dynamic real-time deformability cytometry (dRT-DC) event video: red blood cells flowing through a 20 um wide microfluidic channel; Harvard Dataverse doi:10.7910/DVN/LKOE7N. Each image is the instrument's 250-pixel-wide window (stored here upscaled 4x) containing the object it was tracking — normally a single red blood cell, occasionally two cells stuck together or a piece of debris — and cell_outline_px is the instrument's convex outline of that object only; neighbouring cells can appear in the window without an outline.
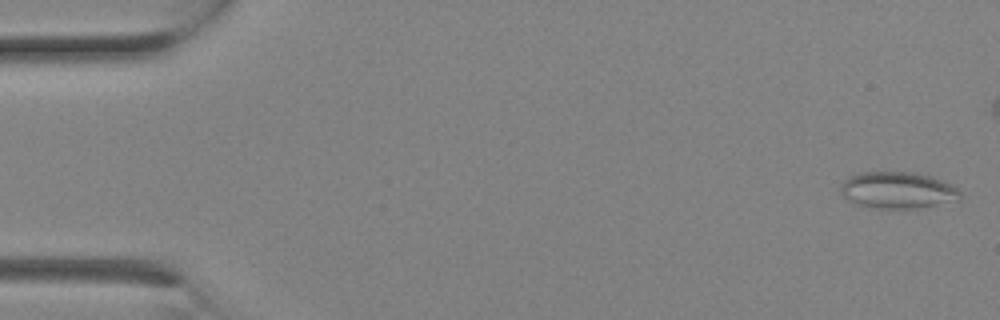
{"species": "Egyptian fruit bat (a non-hibernating species)", "species_latin": "Rousettus aegyptiacus", "temperature_condition": "room temperature", "stored_images_in_passage": 4, "camera_frame_rate_fps": 3000, "um_per_image_px": 0.085, "animal": {"sex": "female"}, "frame": {"image": 1, "passage_image": 1, "time_ms": 0.0, "image_size_px": [1000, 320], "cell_outline_px": [[960, 200], [916, 208], [880, 208], [856, 204], [848, 200], [840, 192], [840, 184], [848, 176], [860, 172], [912, 172], [932, 176], [956, 188], [960, 192]], "centroid_in_image_um": [76.26, 16.16], "position_along_channel_um": 8.7, "area_um2": 25.37}}